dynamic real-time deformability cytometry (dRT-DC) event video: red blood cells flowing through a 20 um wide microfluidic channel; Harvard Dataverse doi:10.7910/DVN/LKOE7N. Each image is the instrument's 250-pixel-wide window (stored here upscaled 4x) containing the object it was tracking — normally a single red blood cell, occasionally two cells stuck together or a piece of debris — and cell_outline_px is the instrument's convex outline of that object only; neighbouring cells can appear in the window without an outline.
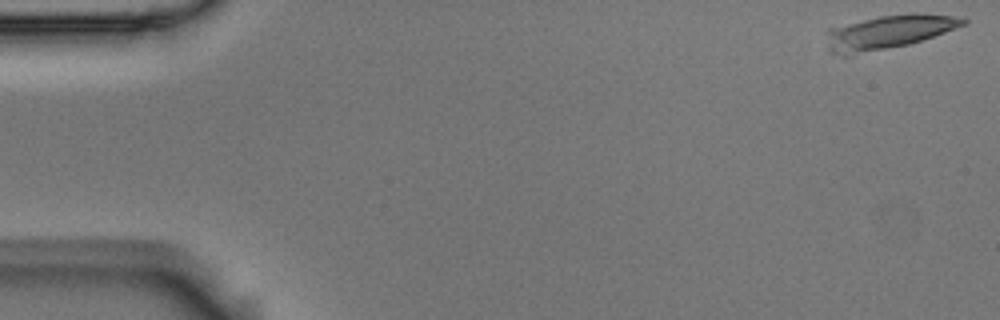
{"species": "Egyptian fruit bat (a non-hibernating species)", "species_latin": "Rousettus aegyptiacus", "temperature_condition": "room temperature", "stored_images_in_passage": 6, "camera_frame_rate_fps": 3000, "um_per_image_px": 0.085, "animal": {"sex": "male"}, "frame": {"image": 1, "passage_image": 1, "time_ms": 0.0, "image_size_px": [1000, 320], "cell_outline_px": [[968, 24], [908, 44], [848, 56], [844, 56], [828, 52], [824, 32], [828, 28], [880, 16], [912, 12], [916, 12], [952, 16], [968, 20]], "centroid_in_image_um": [75.43, 2.72], "position_along_channel_um": 9.6, "area_um2": 27.05}}
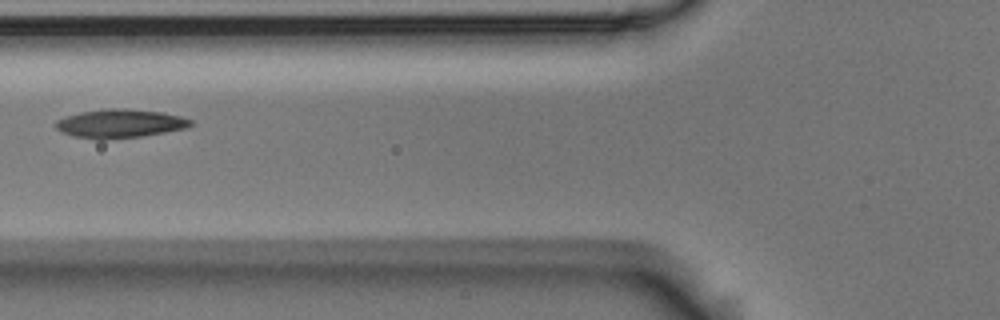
{"frame": {"image": 2, "passage_image": 6, "time_ms": 1.667, "image_size_px": [1000, 320], "cell_outline_px": [[192, 124], [188, 128], [140, 136], [104, 140], [100, 140], [72, 136], [60, 132], [56, 128], [56, 120], [64, 116], [80, 112], [108, 108], [124, 108], [160, 112], [180, 116], [192, 120]], "centroid_in_image_um": [10.15, 10.5], "position_along_channel_um": 115.6, "area_um2": 22.6}}